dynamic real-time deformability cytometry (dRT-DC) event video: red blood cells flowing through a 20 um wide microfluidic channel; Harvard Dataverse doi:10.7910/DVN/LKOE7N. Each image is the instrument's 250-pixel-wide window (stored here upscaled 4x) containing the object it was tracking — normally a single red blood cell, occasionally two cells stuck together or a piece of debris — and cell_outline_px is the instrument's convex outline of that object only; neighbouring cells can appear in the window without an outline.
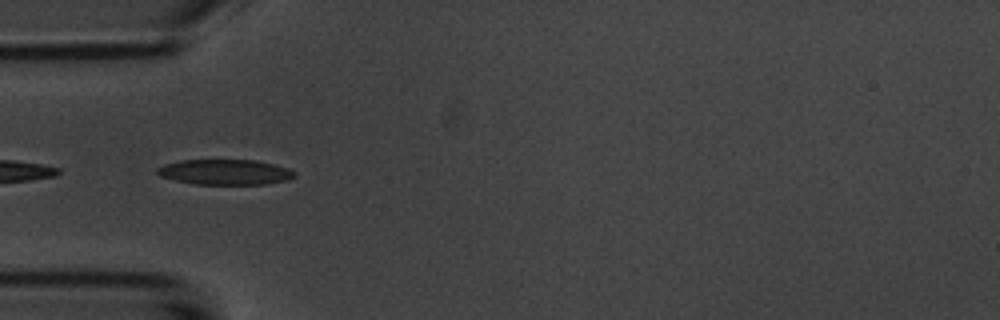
{"species": "common noctule bat (a hibernating species)", "species_latin": "Nyctalus noctula", "temperature_condition": "room temperature", "stored_images_in_passage": 6, "camera_frame_rate_fps": 3000, "um_per_image_px": 0.085, "animal": {"sex": "male", "body_mass_g": 20.1, "forearm_length_mm": 53.5}, "frame": {"image": 1, "passage_image": 5, "time_ms": 4.667, "image_size_px": [1000, 320], "cell_outline_px": [[296, 172], [292, 176], [284, 180], [264, 184], [192, 184], [160, 176], [156, 172], [156, 168], [164, 164], [180, 160], [256, 160], [288, 168]], "centroid_in_image_um": [19.06, 14.62], "position_along_channel_um": 65.9, "area_um2": 20.06}}
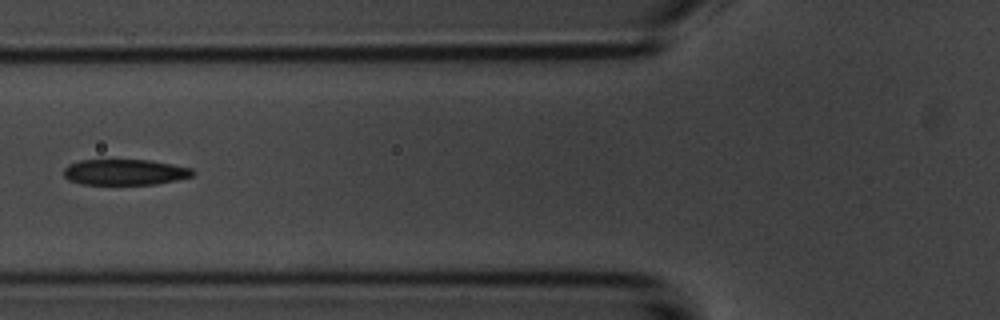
{"frame": {"image": 2, "passage_image": 6, "time_ms": 6.0, "image_size_px": [1000, 320], "cell_outline_px": [[196, 172], [192, 176], [176, 180], [156, 184], [80, 184], [68, 180], [64, 176], [64, 168], [68, 164], [80, 160], [148, 160], [172, 164], [192, 168]], "centroid_in_image_um": [10.6, 14.63], "position_along_channel_um": 115.2, "area_um2": 19.42}}